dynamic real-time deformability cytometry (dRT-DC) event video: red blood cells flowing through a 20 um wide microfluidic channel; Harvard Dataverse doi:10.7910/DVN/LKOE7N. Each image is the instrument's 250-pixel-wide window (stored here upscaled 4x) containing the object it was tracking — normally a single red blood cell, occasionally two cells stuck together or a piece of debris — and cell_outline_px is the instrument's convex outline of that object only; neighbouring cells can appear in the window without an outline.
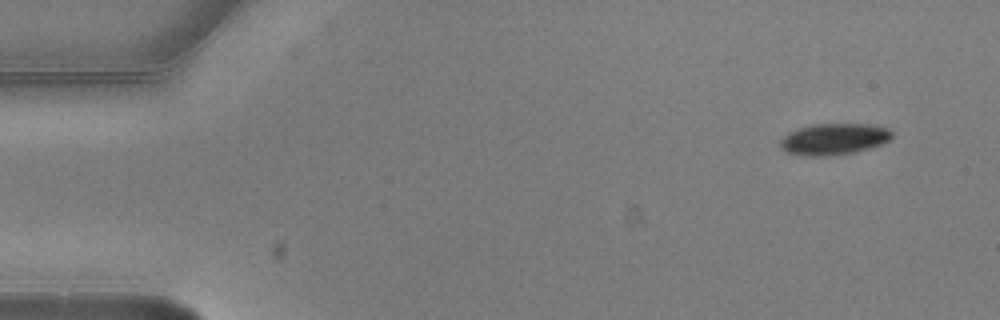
{"species": "common noctule bat (a hibernating species)", "species_latin": "Nyctalus noctula", "temperature_condition": "warm", "stored_images_in_passage": 4, "camera_frame_rate_fps": 3000, "um_per_image_px": 0.085, "animal": {"sex": "male", "body_mass_g": 20.5, "forearm_length_mm": 52.5}, "frame": {"image": 1, "passage_image": 1, "time_ms": 0.0, "image_size_px": [1000, 320], "cell_outline_px": [[892, 136], [888, 140], [880, 144], [868, 148], [852, 152], [820, 156], [808, 156], [788, 152], [780, 144], [780, 140], [788, 132], [796, 128], [812, 124], [868, 124], [888, 128], [892, 132]], "centroid_in_image_um": [70.86, 11.8], "position_along_channel_um": 14.1, "area_um2": 20.06}}
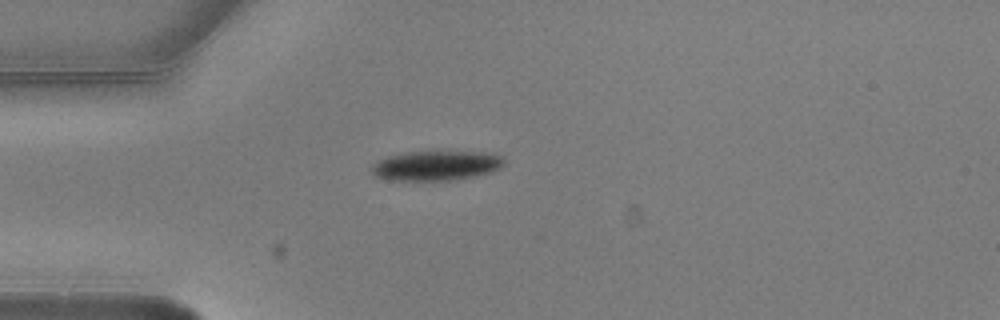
{"frame": {"image": 2, "passage_image": 4, "time_ms": 1.0, "image_size_px": [1000, 320], "cell_outline_px": [[504, 164], [500, 168], [492, 172], [452, 180], [388, 180], [372, 176], [372, 164], [388, 156], [408, 152], [484, 152], [500, 156], [504, 160]], "centroid_in_image_um": [37.05, 14.09], "position_along_channel_um": 48.0, "area_um2": 22.72}}